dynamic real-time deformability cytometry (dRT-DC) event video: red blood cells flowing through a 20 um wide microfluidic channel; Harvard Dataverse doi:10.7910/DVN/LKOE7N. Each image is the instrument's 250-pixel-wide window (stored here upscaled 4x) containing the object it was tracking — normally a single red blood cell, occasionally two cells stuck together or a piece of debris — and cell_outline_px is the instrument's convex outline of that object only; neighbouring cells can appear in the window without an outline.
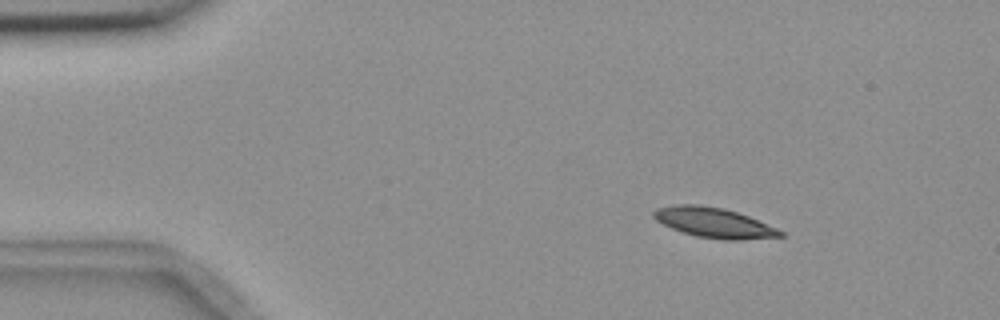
{"species": "common noctule bat (a hibernating species)", "species_latin": "Nyctalus noctula", "temperature_condition": "room temperature", "stored_images_in_passage": 3, "camera_frame_rate_fps": 3000, "um_per_image_px": 0.085, "animal": {"sex": "female", "body_mass_g": 18.4}, "frame": {"image": 1, "passage_image": 1, "time_ms": 0.0, "image_size_px": [1000, 320], "cell_outline_px": [[784, 236], [740, 240], [724, 240], [696, 236], [672, 228], [656, 220], [652, 216], [652, 212], [656, 208], [676, 204], [696, 204], [724, 208], [748, 216], [776, 228], [784, 232]], "centroid_in_image_um": [60.67, 18.92], "position_along_channel_um": 24.3, "area_um2": 22.02}}
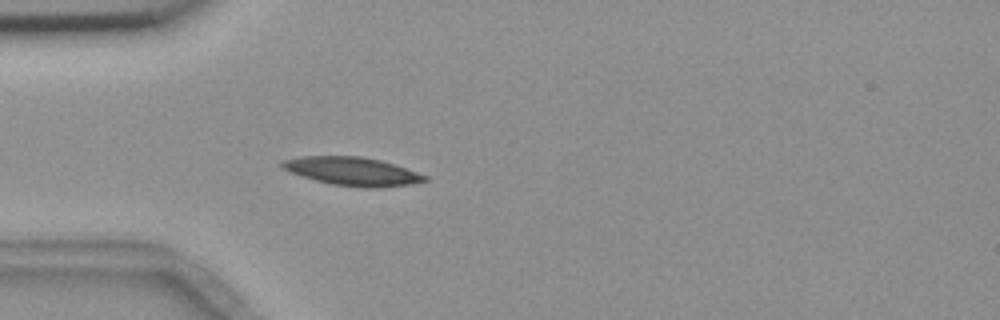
{"frame": {"image": 2, "passage_image": 3, "time_ms": 2.667, "image_size_px": [1000, 320], "cell_outline_px": [[428, 180], [412, 184], [384, 188], [364, 188], [332, 184], [316, 180], [292, 172], [284, 168], [280, 164], [284, 160], [304, 156], [360, 156], [380, 160], [428, 176]], "centroid_in_image_um": [30.01, 14.57], "position_along_channel_um": 55.0, "area_um2": 23.29}}